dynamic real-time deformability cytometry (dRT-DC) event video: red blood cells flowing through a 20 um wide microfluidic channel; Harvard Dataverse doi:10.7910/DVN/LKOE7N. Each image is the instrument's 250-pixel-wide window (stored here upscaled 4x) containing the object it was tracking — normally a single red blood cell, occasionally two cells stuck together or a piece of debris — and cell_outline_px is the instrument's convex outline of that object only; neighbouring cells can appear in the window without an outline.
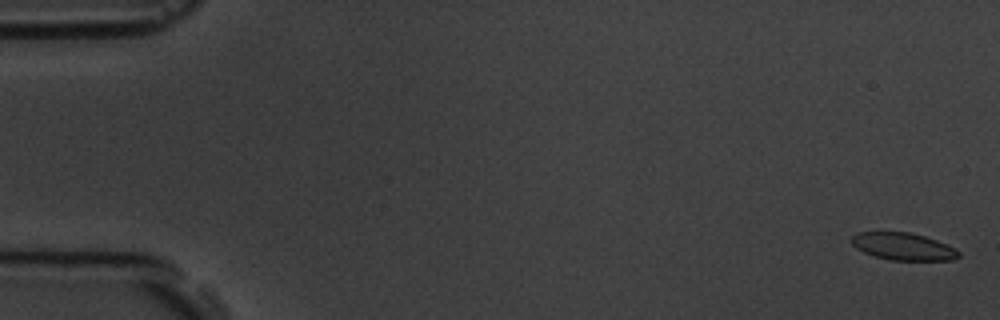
{"species": "common noctule bat (a hibernating species)", "species_latin": "Nyctalus noctula", "temperature_condition": "room temperature", "stored_images_in_passage": 9, "camera_frame_rate_fps": 3000, "um_per_image_px": 0.085, "animal": {"sex": "male", "body_mass_g": 19.5, "forearm_length_mm": 54.6}, "frame": {"image": 1, "passage_image": 1, "time_ms": 0.0, "image_size_px": [1000, 320], "cell_outline_px": [[960, 256], [952, 260], [888, 260], [864, 252], [856, 248], [848, 240], [852, 236], [860, 232], [908, 232], [924, 236], [936, 240], [960, 252]], "centroid_in_image_um": [76.72, 20.95], "position_along_channel_um": 8.3, "area_um2": 16.88}}
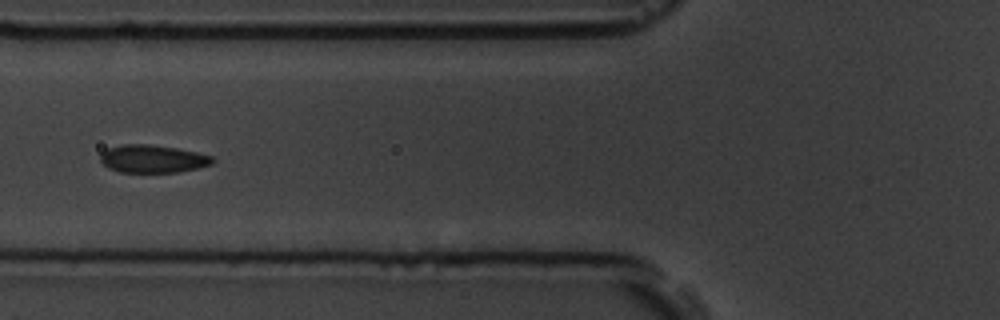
{"frame": {"image": 2, "passage_image": 7, "time_ms": 7.0, "image_size_px": [1000, 320], "cell_outline_px": [[216, 160], [212, 164], [196, 168], [176, 172], [120, 172], [108, 168], [100, 160], [100, 152], [108, 148], [120, 144], [148, 144], [176, 148], [196, 152], [212, 156]], "centroid_in_image_um": [12.95, 13.49], "position_along_channel_um": 112.9, "area_um2": 18.21}}
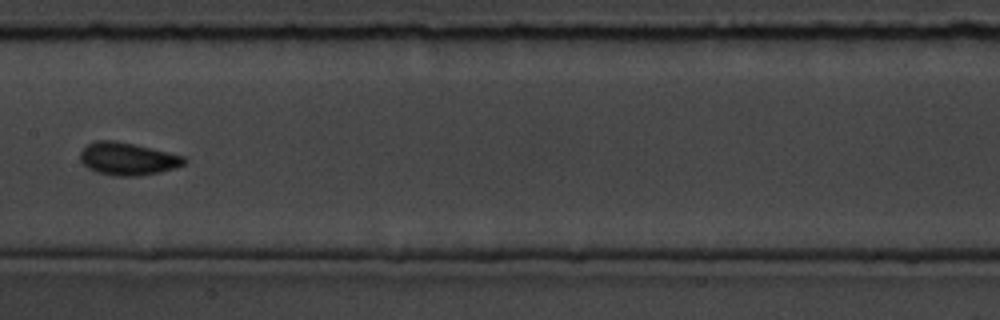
{"frame": {"image": 3, "passage_image": 9, "time_ms": 9.333, "image_size_px": [1000, 320], "cell_outline_px": [[188, 160], [184, 164], [176, 168], [160, 172], [140, 176], [112, 176], [96, 172], [88, 168], [80, 160], [80, 152], [88, 144], [96, 140], [116, 140], [152, 148], [184, 156]], "centroid_in_image_um": [10.86, 13.5], "position_along_channel_um": 196.5, "area_um2": 19.94}}